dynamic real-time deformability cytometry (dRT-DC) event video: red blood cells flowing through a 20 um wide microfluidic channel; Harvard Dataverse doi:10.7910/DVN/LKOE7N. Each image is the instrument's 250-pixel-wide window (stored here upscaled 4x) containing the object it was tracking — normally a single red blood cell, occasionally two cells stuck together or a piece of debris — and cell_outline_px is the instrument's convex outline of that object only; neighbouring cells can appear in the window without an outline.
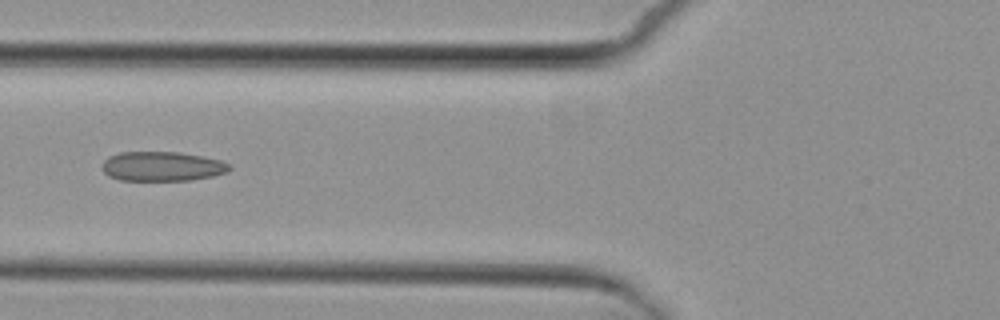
{"species": "common noctule bat (a hibernating species)", "species_latin": "Nyctalus noctula", "temperature_condition": "cold", "stored_images_in_passage": 8, "camera_frame_rate_fps": 3000, "um_per_image_px": 0.085, "animal": {"sex": "female", "body_mass_g": 29.2, "forearm_length_mm": 56.3}, "frame": {"image": 1, "passage_image": 7, "time_ms": 7.0, "image_size_px": [1000, 320], "cell_outline_px": [[232, 168], [228, 172], [212, 176], [192, 180], [120, 180], [108, 176], [100, 168], [100, 164], [108, 156], [120, 152], [180, 152], [220, 160], [232, 164]], "centroid_in_image_um": [13.76, 14.14], "position_along_channel_um": 112.0, "area_um2": 22.14}}
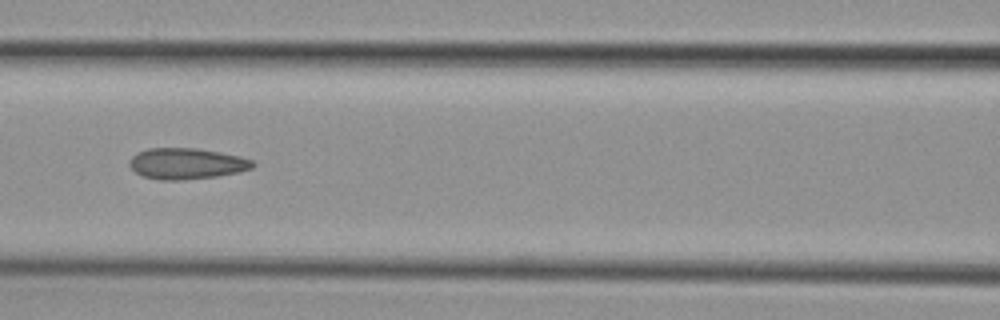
{"frame": {"image": 2, "passage_image": 8, "time_ms": 8.0, "image_size_px": [1000, 320], "cell_outline_px": [[256, 164], [252, 168], [240, 172], [216, 176], [184, 180], [160, 180], [140, 176], [128, 164], [128, 160], [136, 152], [148, 148], [196, 148], [220, 152], [240, 156], [252, 160]], "centroid_in_image_um": [15.83, 13.91], "position_along_channel_um": 150.8, "area_um2": 22.54}}